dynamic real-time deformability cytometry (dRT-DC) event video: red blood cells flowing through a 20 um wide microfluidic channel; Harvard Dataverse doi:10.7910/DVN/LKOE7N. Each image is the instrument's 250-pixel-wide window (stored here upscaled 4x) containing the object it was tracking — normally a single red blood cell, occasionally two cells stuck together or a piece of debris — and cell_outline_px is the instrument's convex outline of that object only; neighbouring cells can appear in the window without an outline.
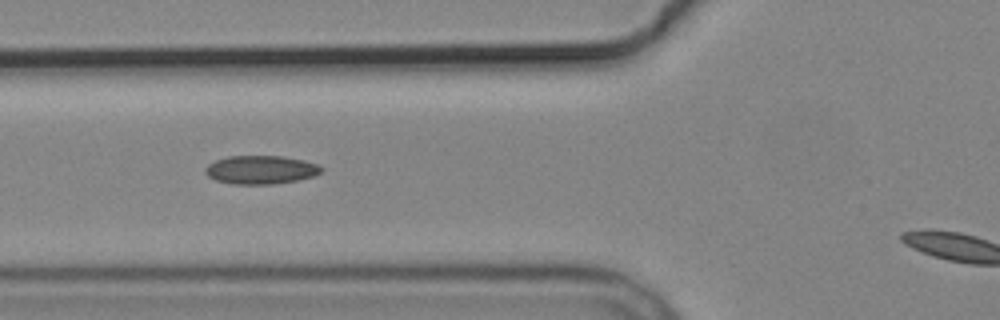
{"species": "common noctule bat (a hibernating species)", "species_latin": "Nyctalus noctula", "temperature_condition": "cold", "stored_images_in_passage": 6, "camera_frame_rate_fps": 3000, "um_per_image_px": 0.085, "animal": {"sex": "male", "body_mass_g": 19.2, "forearm_length_mm": 51.8}, "frame": {"image": 1, "passage_image": 5, "time_ms": 4.667, "image_size_px": [1000, 320], "cell_outline_px": [[324, 168], [320, 172], [312, 176], [296, 180], [272, 184], [232, 184], [216, 180], [208, 176], [204, 172], [204, 168], [208, 164], [216, 160], [228, 156], [280, 156], [304, 160], [316, 164]], "centroid_in_image_um": [22.13, 14.43], "position_along_channel_um": 103.7, "area_um2": 19.13}}
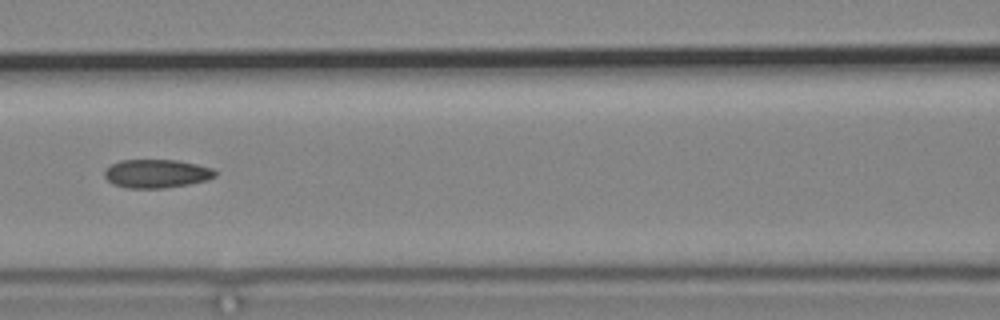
{"frame": {"image": 2, "passage_image": 6, "time_ms": 6.0, "image_size_px": [1000, 320], "cell_outline_px": [[216, 176], [208, 180], [188, 184], [164, 188], [128, 188], [112, 184], [104, 176], [104, 172], [112, 164], [120, 160], [176, 160], [196, 164], [212, 168], [216, 172]], "centroid_in_image_um": [13.31, 14.76], "position_along_channel_um": 153.3, "area_um2": 18.32}}